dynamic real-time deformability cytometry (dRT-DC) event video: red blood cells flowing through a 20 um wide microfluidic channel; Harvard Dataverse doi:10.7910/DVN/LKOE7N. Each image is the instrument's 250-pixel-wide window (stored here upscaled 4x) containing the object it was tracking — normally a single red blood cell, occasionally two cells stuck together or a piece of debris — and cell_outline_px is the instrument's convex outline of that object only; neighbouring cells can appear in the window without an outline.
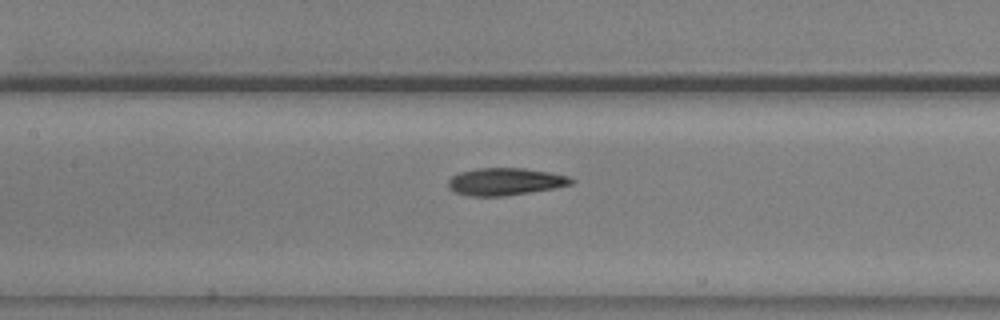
{"species": "common noctule bat (a hibernating species)", "species_latin": "Nyctalus noctula", "temperature_condition": "warm", "stored_images_in_passage": 39, "camera_frame_rate_fps": 3000, "um_per_image_px": 0.085, "animal": {"sex": "male", "body_mass_g": 20.5, "forearm_length_mm": 52.5}, "frame": {"image": 1, "passage_image": 14, "time_ms": 4.333, "image_size_px": [1000, 320], "cell_outline_px": [[576, 180], [572, 184], [552, 188], [504, 196], [468, 196], [452, 192], [448, 188], [448, 180], [452, 176], [460, 172], [476, 168], [524, 168], [548, 172], [568, 176]], "centroid_in_image_um": [42.89, 15.44], "position_along_channel_um": 164.5, "area_um2": 19.59}}
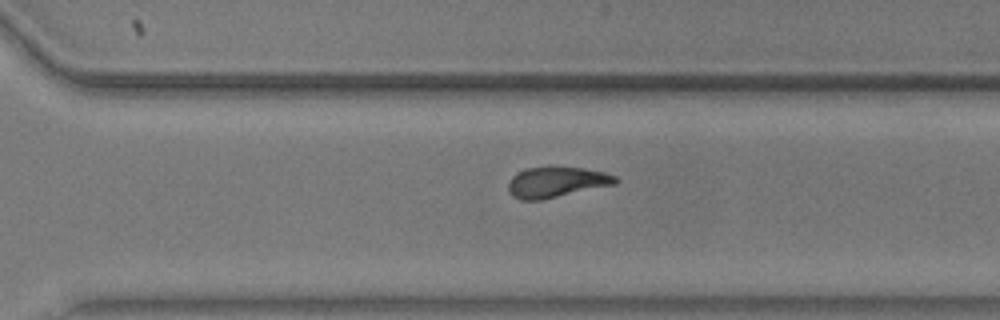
{"frame": {"image": 2, "passage_image": 27, "time_ms": 8.667, "image_size_px": [1000, 320], "cell_outline_px": [[620, 180], [616, 184], [540, 200], [520, 200], [512, 196], [508, 188], [508, 184], [512, 176], [528, 168], [548, 164], [556, 164], [584, 168], [604, 172], [616, 176]], "centroid_in_image_um": [47.31, 15.44], "position_along_channel_um": 323.3, "area_um2": 19.65}, "authors_computed_cell_mechanics": {"area_um2": 19.652, "velocity_mm_per_s": 3.6743, "shape_relaxation_time_tau1_ms": null, "shape_relaxation_time_tau2_ms": 2.5119, "deformation_change_tau1": null, "deformation_change_tau2": 0.0974}}